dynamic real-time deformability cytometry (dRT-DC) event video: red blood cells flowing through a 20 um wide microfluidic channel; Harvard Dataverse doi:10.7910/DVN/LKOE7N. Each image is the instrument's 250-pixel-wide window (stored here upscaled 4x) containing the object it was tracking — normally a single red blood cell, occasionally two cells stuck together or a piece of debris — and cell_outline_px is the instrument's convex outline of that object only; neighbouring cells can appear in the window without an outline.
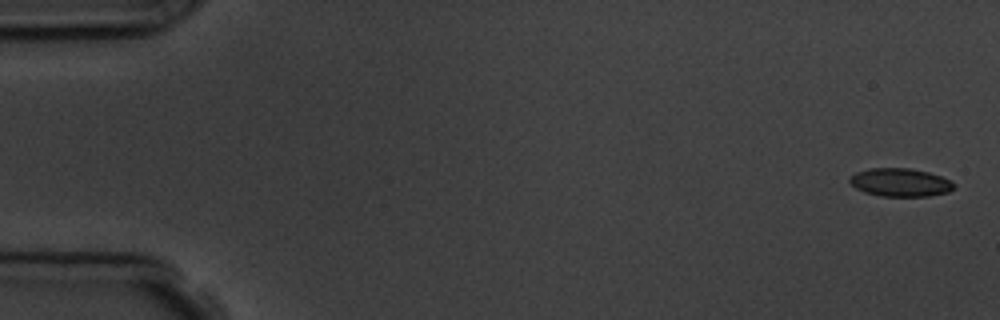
{"species": "common noctule bat (a hibernating species)", "species_latin": "Nyctalus noctula", "temperature_condition": "room temperature", "stored_images_in_passage": 5, "camera_frame_rate_fps": 3000, "um_per_image_px": 0.085, "animal": {"sex": "male", "body_mass_g": 19.5, "forearm_length_mm": 54.6}, "frame": {"image": 1, "passage_image": 1, "time_ms": 0.0, "image_size_px": [1000, 320], "cell_outline_px": [[956, 188], [948, 192], [928, 196], [880, 196], [864, 192], [856, 188], [848, 180], [848, 176], [856, 172], [868, 168], [912, 168], [928, 172], [952, 180], [956, 184]], "centroid_in_image_um": [76.53, 15.5], "position_along_channel_um": 8.5, "area_um2": 17.4}}
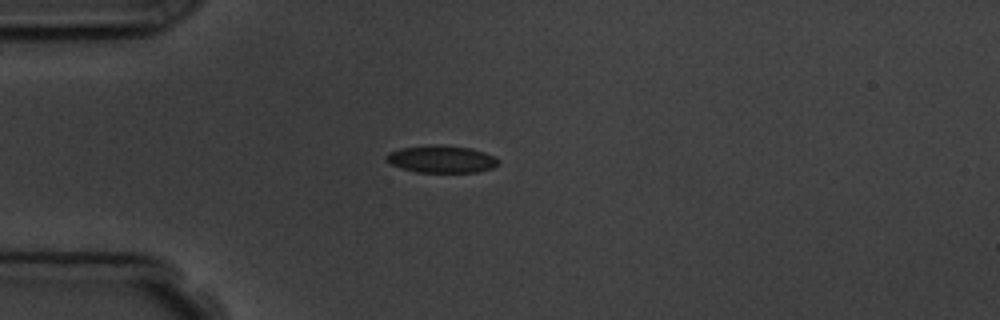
{"frame": {"image": 2, "passage_image": 5, "time_ms": 4.333, "image_size_px": [1000, 320], "cell_outline_px": [[500, 164], [492, 168], [476, 172], [416, 172], [392, 164], [384, 156], [388, 152], [400, 148], [436, 144], [440, 144], [472, 148], [496, 156], [500, 160]], "centroid_in_image_um": [37.58, 13.51], "position_along_channel_um": 47.4, "area_um2": 17.92}}